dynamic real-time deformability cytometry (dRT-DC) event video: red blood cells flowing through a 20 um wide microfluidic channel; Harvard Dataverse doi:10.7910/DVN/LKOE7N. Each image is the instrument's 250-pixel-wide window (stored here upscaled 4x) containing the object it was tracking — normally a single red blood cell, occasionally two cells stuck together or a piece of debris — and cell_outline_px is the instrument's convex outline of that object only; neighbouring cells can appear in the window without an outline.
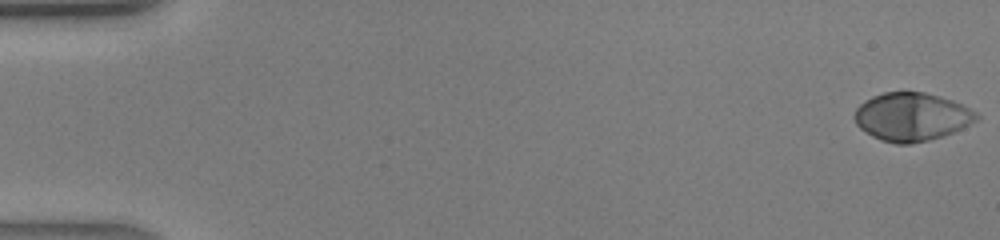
{"species": "human", "species_latin": "Homo sapiens", "temperature_condition": "warm", "stored_images_in_passage": 42, "camera_frame_rate_fps": 3000, "um_per_image_px": 0.085, "donor": {"sex": "male"}, "frame": {"image": 1, "passage_image": 1, "time_ms": 0.0, "image_size_px": [1000, 240], "cell_outline_px": [[980, 116], [976, 120], [952, 132], [928, 140], [908, 144], [896, 144], [880, 140], [872, 136], [860, 128], [856, 124], [852, 116], [856, 108], [864, 100], [872, 96], [884, 92], [924, 92], [952, 100], [976, 112]], "centroid_in_image_um": [77.43, 9.92], "position_along_channel_um": 7.6, "area_um2": 34.04}}
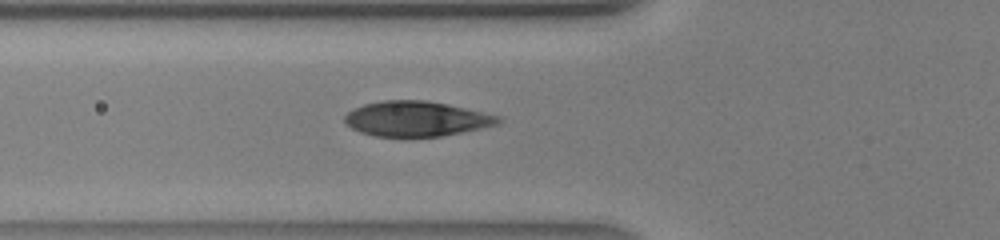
{"frame": {"image": 2, "passage_image": 16, "time_ms": 5.0, "image_size_px": [1000, 240], "cell_outline_px": [[504, 120], [500, 124], [440, 136], [404, 140], [372, 136], [360, 132], [352, 128], [344, 120], [344, 116], [352, 108], [364, 104], [380, 100], [428, 100], [448, 104], [500, 116]], "centroid_in_image_um": [35.35, 10.13], "position_along_channel_um": 90.4, "area_um2": 32.37}}
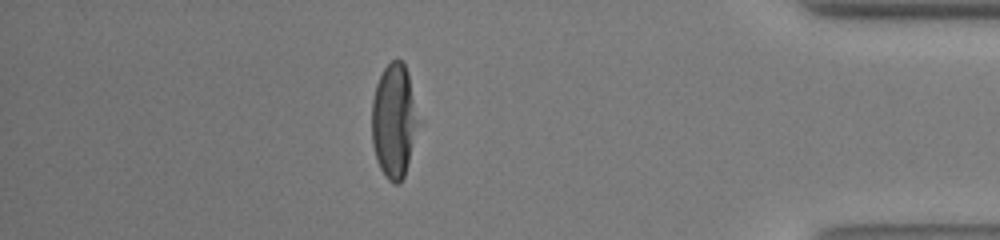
{"frame": {"image": 3, "passage_image": 37, "time_ms": 12.0, "image_size_px": [1000, 240], "cell_outline_px": [[424, 120], [404, 176], [400, 184], [392, 184], [388, 180], [380, 168], [376, 160], [372, 144], [372, 100], [376, 84], [384, 68], [392, 60], [400, 60], [404, 64], [408, 72]], "centroid_in_image_um": [33.58, 10.29], "position_along_channel_um": 401.6, "area_um2": 32.6}}